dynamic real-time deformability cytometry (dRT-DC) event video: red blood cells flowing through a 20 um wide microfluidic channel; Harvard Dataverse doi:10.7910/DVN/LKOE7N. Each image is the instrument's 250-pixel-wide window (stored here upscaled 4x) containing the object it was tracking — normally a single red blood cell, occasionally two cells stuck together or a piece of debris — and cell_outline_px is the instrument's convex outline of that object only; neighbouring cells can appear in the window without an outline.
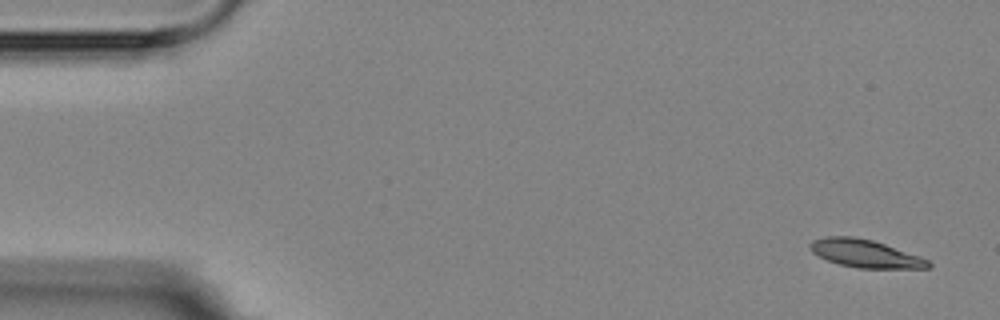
{"species": "Egyptian fruit bat (a non-hibernating species)", "species_latin": "Rousettus aegyptiacus", "temperature_condition": "room temperature", "stored_images_in_passage": 4, "camera_frame_rate_fps": 3000, "um_per_image_px": 0.085, "animal": {"sex": "female"}, "frame": {"image": 1, "passage_image": 1, "time_ms": 0.0, "image_size_px": [1000, 320], "cell_outline_px": [[932, 268], [856, 268], [840, 264], [828, 260], [812, 252], [808, 244], [812, 240], [824, 236], [852, 236], [872, 240], [920, 256], [928, 260], [932, 264]], "centroid_in_image_um": [73.54, 21.55], "position_along_channel_um": 11.5, "area_um2": 19.13}}